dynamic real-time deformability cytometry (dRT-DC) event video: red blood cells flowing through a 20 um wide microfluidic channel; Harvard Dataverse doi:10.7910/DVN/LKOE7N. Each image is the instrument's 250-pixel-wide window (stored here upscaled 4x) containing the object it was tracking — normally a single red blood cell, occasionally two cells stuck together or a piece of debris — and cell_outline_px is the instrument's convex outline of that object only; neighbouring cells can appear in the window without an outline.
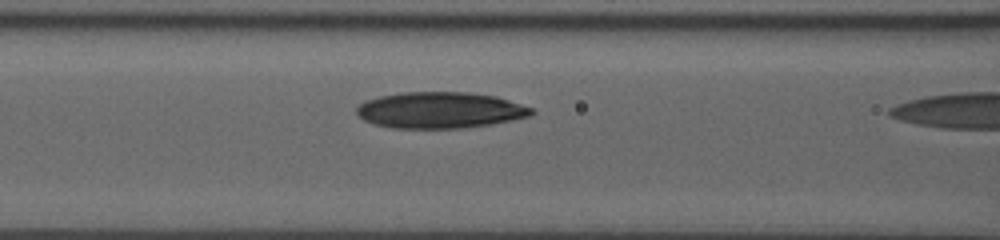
{"species": "human", "species_latin": "Homo sapiens", "temperature_condition": "room temperature", "stored_images_in_passage": 8, "camera_frame_rate_fps": 3000, "um_per_image_px": 0.085, "donor": {"sex": "male"}, "frame": {"image": 1, "passage_image": 7, "time_ms": 2.0, "image_size_px": [1000, 240], "cell_outline_px": [[536, 112], [532, 116], [492, 124], [460, 128], [392, 128], [376, 124], [364, 120], [356, 112], [356, 108], [360, 104], [368, 100], [380, 96], [400, 92], [468, 92], [496, 96], [532, 108]], "centroid_in_image_um": [37.43, 9.36], "position_along_channel_um": 129.2, "area_um2": 36.88}}